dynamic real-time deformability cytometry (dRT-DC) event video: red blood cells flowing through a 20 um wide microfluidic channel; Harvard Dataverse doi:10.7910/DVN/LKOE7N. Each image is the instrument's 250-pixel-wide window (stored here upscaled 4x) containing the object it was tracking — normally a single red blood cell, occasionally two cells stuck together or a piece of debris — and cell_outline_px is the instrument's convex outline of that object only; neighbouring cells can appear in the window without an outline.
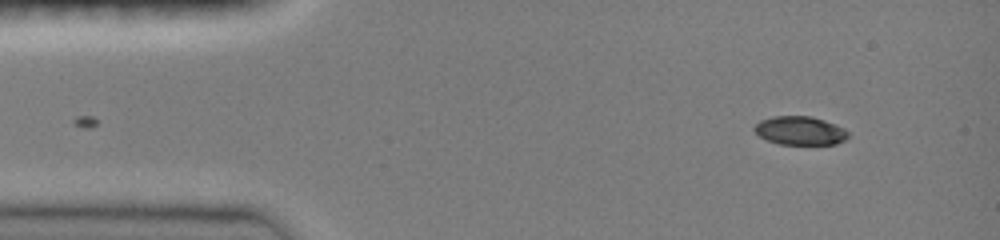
{"species": "common noctule bat (a hibernating species)", "species_latin": "Nyctalus noctula", "temperature_condition": "room temperature", "stored_images_in_passage": 44, "camera_frame_rate_fps": 3000, "um_per_image_px": 0.085, "animal": {"sex": "female", "body_mass_g": 19.0, "forearm_length_mm": 51.5}, "frame": {"image": 1, "passage_image": 1, "time_ms": 0.0, "image_size_px": [1000, 240], "cell_outline_px": [[848, 136], [844, 140], [836, 144], [780, 144], [768, 140], [760, 136], [752, 128], [760, 120], [772, 116], [812, 116], [836, 124], [844, 128], [848, 132]], "centroid_in_image_um": [68.01, 11.09], "position_along_channel_um": 17.0, "area_um2": 15.61}}
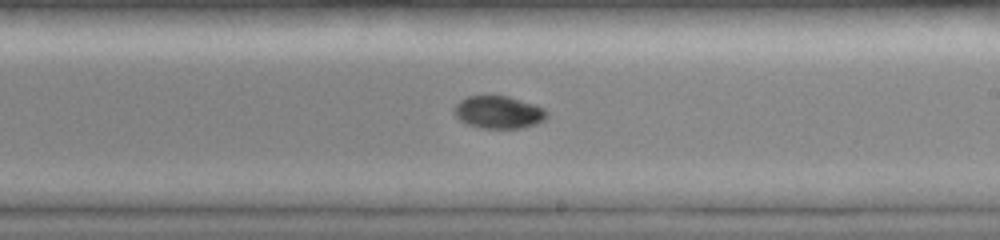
{"frame": {"image": 2, "passage_image": 24, "time_ms": 7.667, "image_size_px": [1000, 240], "cell_outline_px": [[548, 116], [544, 120], [536, 124], [520, 128], [480, 128], [468, 124], [460, 120], [456, 116], [452, 108], [460, 100], [468, 96], [508, 96], [536, 104], [544, 108], [548, 112]], "centroid_in_image_um": [42.39, 9.53], "position_along_channel_um": 246.6, "area_um2": 17.69}}
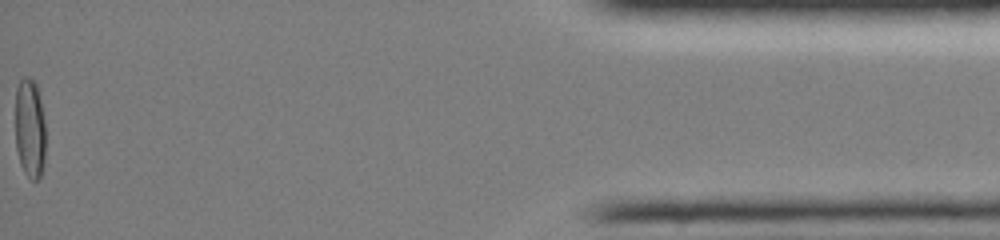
{"frame": {"image": 3, "passage_image": 44, "time_ms": 14.333, "image_size_px": [1000, 240], "cell_outline_px": [[44, 160], [40, 176], [36, 180], [32, 180], [24, 172], [20, 164], [16, 148], [16, 88], [20, 80], [24, 76], [28, 76], [36, 80], [44, 120]], "centroid_in_image_um": [2.53, 10.87], "position_along_channel_um": 432.7, "area_um2": 17.57}, "authors_computed_cell_mechanics": {"area_um2": 17.5712, "velocity_mm_per_s": 4.0483, "shape_relaxation_time_tau1_ms": 8.4115, "shape_relaxation_time_tau2_ms": null, "deformation_change_tau1": 0.2523, "deformation_change_tau2": null}}